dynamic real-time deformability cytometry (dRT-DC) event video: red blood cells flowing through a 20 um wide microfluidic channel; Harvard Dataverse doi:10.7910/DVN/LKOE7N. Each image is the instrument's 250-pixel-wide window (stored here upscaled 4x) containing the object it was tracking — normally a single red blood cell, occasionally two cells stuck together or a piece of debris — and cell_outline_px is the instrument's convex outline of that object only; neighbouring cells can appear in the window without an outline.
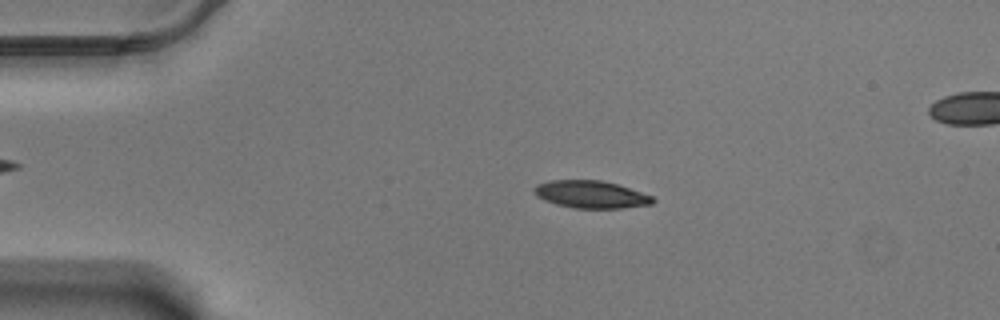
{"species": "Egyptian fruit bat (a non-hibernating species)", "species_latin": "Rousettus aegyptiacus", "temperature_condition": "warm", "stored_images_in_passage": 57, "segment_of_instrument_passage": [1, 2], "camera_frame_rate_fps": 3000, "um_per_image_px": 0.085, "animal": {"sex": "male"}, "frame": {"image": 1, "passage_image": 10, "time_ms": 3.0, "image_size_px": [1000, 320], "cell_outline_px": [[656, 200], [652, 204], [624, 208], [576, 208], [556, 204], [544, 200], [536, 196], [532, 188], [536, 184], [548, 180], [600, 180], [616, 184], [652, 196]], "centroid_in_image_um": [50.19, 16.52], "position_along_channel_um": 34.8, "area_um2": 18.96}}
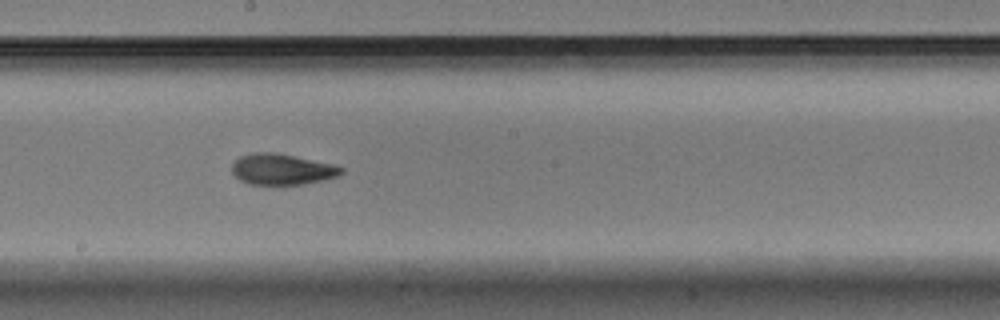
{"frame": {"image": 2, "passage_image": 30, "time_ms": 9.667, "image_size_px": [1000, 320], "cell_outline_px": [[344, 172], [340, 176], [324, 180], [304, 184], [248, 184], [240, 180], [232, 172], [232, 164], [240, 156], [252, 152], [276, 152], [332, 164], [344, 168]], "centroid_in_image_um": [23.98, 14.39], "position_along_channel_um": 224.2, "area_um2": 19.77}}
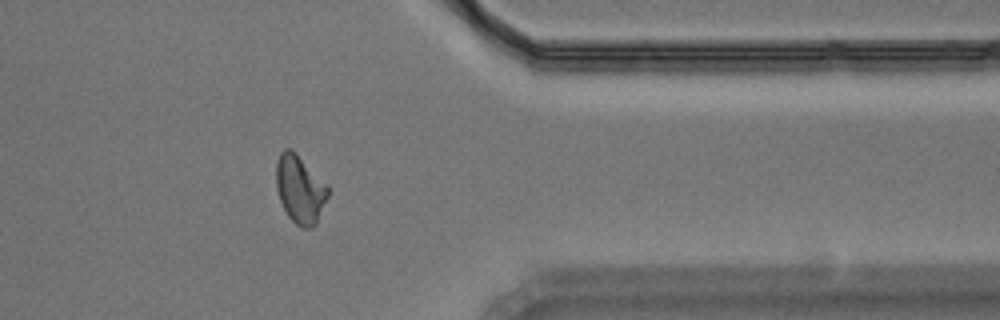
{"frame": {"image": 3, "passage_image": 45, "time_ms": 14.667, "image_size_px": [1000, 320], "cell_outline_px": [[328, 196], [316, 224], [312, 228], [300, 228], [288, 216], [280, 200], [276, 188], [276, 164], [280, 152], [284, 148], [292, 148], [328, 184]], "centroid_in_image_um": [25.5, 16.06], "position_along_channel_um": 385.9, "area_um2": 20.75}}